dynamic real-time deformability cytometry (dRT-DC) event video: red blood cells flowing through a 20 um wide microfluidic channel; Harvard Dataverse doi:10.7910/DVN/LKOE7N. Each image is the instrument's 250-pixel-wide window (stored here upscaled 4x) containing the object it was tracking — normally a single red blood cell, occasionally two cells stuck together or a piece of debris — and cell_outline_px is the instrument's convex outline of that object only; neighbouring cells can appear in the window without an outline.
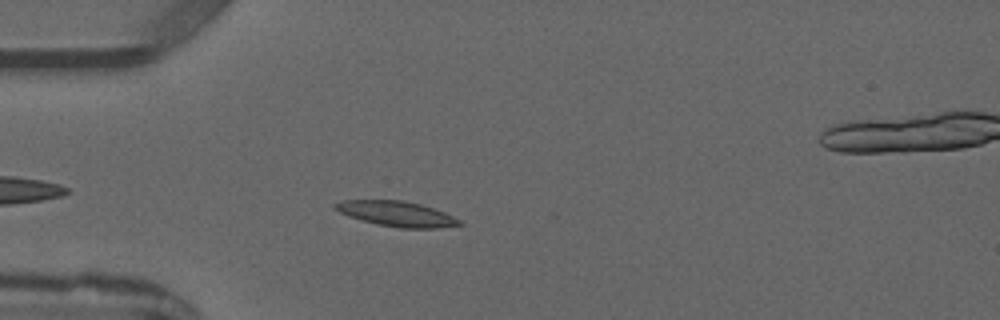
{"species": "common noctule bat (a hibernating species)", "species_latin": "Nyctalus noctula", "temperature_condition": "warm", "stored_images_in_passage": 5, "camera_frame_rate_fps": 3000, "um_per_image_px": 0.085, "animal": {"sex": "male", "forearm_length_mm": 52.5}, "frame": {"image": 1, "passage_image": 4, "time_ms": 3.667, "image_size_px": [1000, 320], "cell_outline_px": [[464, 224], [440, 228], [400, 228], [376, 224], [348, 216], [332, 208], [332, 204], [344, 200], [404, 200], [420, 204], [444, 212], [464, 220]], "centroid_in_image_um": [33.74, 18.18], "position_along_channel_um": 51.3, "area_um2": 18.44}}